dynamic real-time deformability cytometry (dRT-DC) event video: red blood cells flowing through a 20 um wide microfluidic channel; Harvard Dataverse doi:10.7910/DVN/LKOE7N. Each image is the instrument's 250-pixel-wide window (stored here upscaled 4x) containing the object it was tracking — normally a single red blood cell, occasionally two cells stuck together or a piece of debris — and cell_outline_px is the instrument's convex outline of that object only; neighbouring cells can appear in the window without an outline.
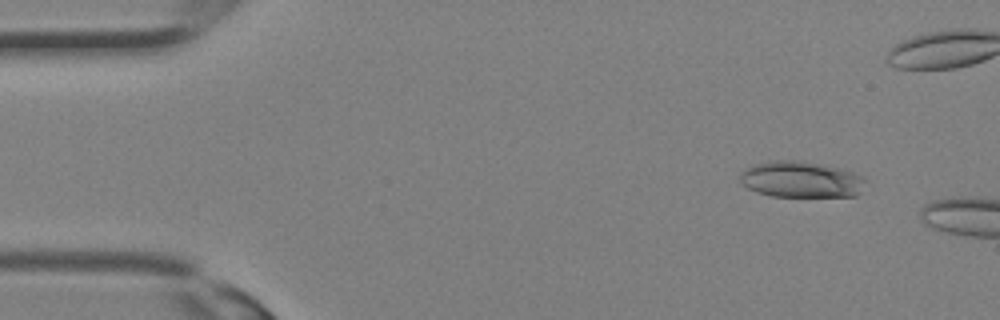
{"species": "Egyptian fruit bat (a non-hibernating species)", "species_latin": "Rousettus aegyptiacus", "temperature_condition": "room temperature", "stored_images_in_passage": 5, "camera_frame_rate_fps": 3000, "um_per_image_px": 0.085, "animal": {"sex": "female"}, "frame": {"image": 1, "passage_image": 2, "time_ms": 0.333, "image_size_px": [1000, 320], "cell_outline_px": [[868, 180], [860, 192], [856, 196], [772, 196], [756, 192], [748, 188], [740, 180], [740, 172], [744, 168], [752, 164], [776, 160], [796, 160], [820, 164], [840, 168], [864, 176]], "centroid_in_image_um": [68.09, 15.25], "position_along_channel_um": 16.9, "area_um2": 26.59}}